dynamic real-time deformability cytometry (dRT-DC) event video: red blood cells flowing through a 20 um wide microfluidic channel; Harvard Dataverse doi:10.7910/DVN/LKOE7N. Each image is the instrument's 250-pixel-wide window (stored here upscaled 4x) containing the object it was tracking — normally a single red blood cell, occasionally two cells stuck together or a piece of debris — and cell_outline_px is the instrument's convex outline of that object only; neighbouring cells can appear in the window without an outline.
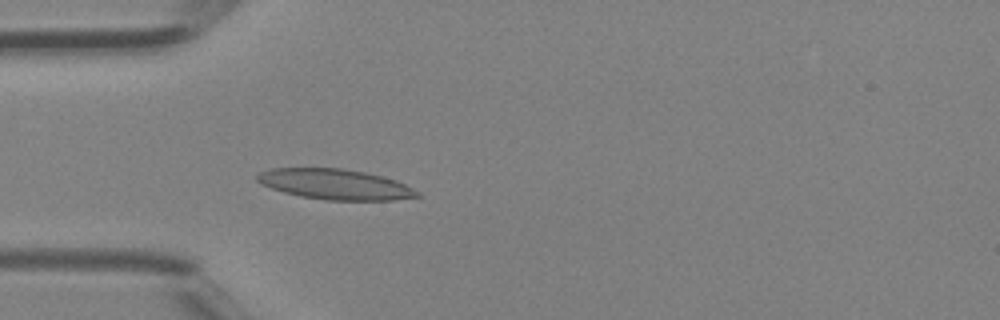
{"species": "Egyptian fruit bat (a non-hibernating species)", "species_latin": "Rousettus aegyptiacus", "temperature_condition": "room temperature", "stored_images_in_passage": 35, "camera_frame_rate_fps": 3000, "um_per_image_px": 0.085, "animal": {"sex": "female"}, "frame": {"image": 1, "passage_image": 5, "time_ms": 1.333, "image_size_px": [1000, 320], "cell_outline_px": [[420, 196], [392, 200], [324, 200], [300, 196], [284, 192], [260, 184], [256, 180], [256, 176], [260, 172], [272, 168], [340, 168], [364, 172], [396, 180], [420, 192]], "centroid_in_image_um": [28.46, 15.67], "position_along_channel_um": 56.5, "area_um2": 28.21}}
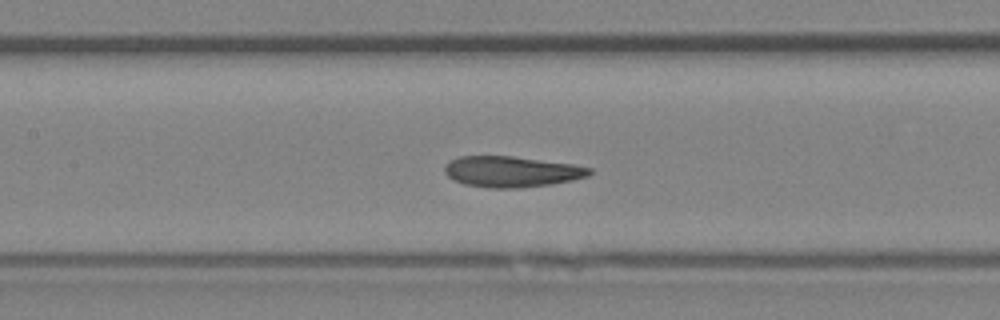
{"frame": {"image": 2, "passage_image": 12, "time_ms": 3.667, "image_size_px": [1000, 320], "cell_outline_px": [[592, 172], [588, 176], [572, 180], [548, 184], [520, 188], [488, 188], [464, 184], [452, 180], [444, 172], [444, 168], [452, 160], [460, 156], [512, 156], [572, 164], [592, 168]], "centroid_in_image_um": [43.47, 14.59], "position_along_channel_um": 163.9, "area_um2": 25.89}}
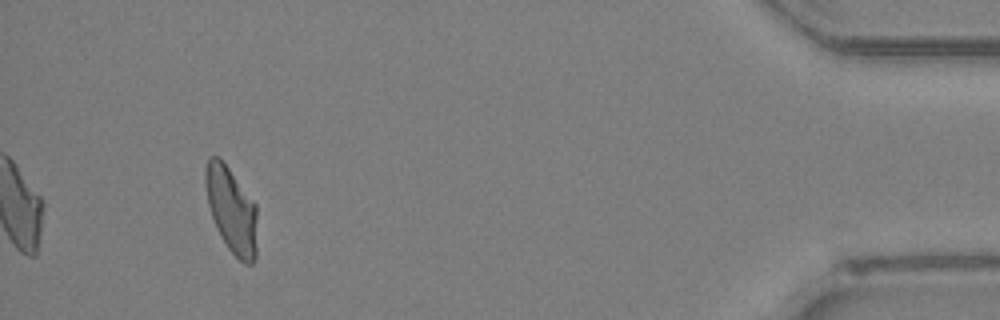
{"frame": {"image": 3, "passage_image": 32, "time_ms": 10.333, "image_size_px": [1000, 320], "cell_outline_px": [[256, 256], [252, 264], [244, 264], [228, 248], [216, 228], [208, 204], [204, 184], [204, 168], [208, 156], [220, 156], [256, 204]], "centroid_in_image_um": [19.65, 17.8], "position_along_channel_um": 415.6, "area_um2": 26.07}}